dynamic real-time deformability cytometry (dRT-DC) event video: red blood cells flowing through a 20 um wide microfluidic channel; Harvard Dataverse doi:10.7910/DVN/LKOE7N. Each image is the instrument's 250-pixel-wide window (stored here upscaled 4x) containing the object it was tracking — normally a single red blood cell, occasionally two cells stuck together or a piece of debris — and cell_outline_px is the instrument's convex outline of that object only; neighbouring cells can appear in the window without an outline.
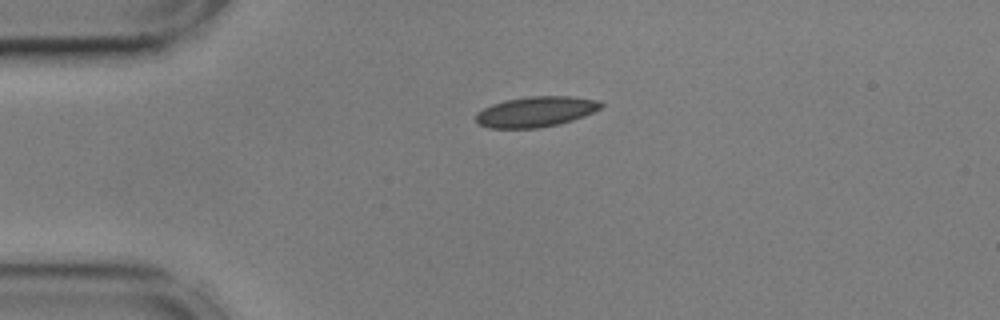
{"species": "common noctule bat (a hibernating species)", "species_latin": "Nyctalus noctula", "temperature_condition": "cold", "stored_images_in_passage": 44, "camera_frame_rate_fps": 3000, "um_per_image_px": 0.085, "animal": {"sex": "male", "body_mass_g": 17.9, "forearm_length_mm": 54.2}, "frame": {"image": 1, "passage_image": 1, "time_ms": 0.0, "image_size_px": [1000, 320], "cell_outline_px": [[604, 104], [600, 108], [584, 116], [560, 124], [536, 128], [488, 128], [480, 124], [476, 120], [476, 112], [492, 104], [504, 100], [528, 96], [568, 96], [596, 100]], "centroid_in_image_um": [45.52, 9.49], "position_along_channel_um": 39.5, "area_um2": 22.08}}
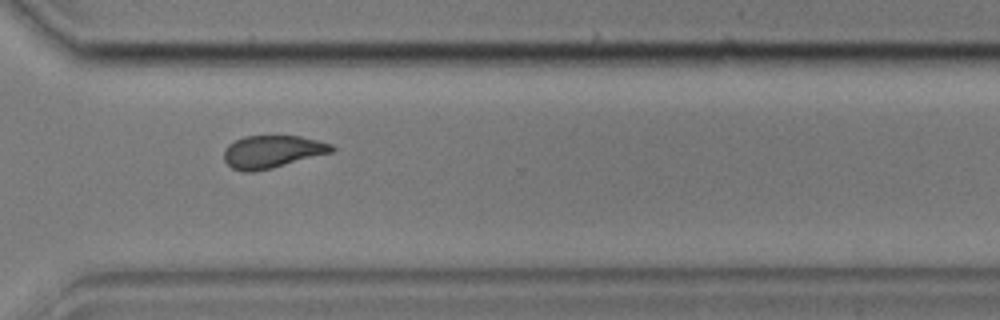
{"frame": {"image": 2, "passage_image": 29, "time_ms": 9.333, "image_size_px": [1000, 320], "cell_outline_px": [[336, 148], [332, 152], [272, 168], [252, 172], [244, 172], [232, 168], [224, 160], [224, 148], [228, 144], [244, 136], [300, 136], [332, 144]], "centroid_in_image_um": [23.12, 12.89], "position_along_channel_um": 347.5, "area_um2": 20.4}}
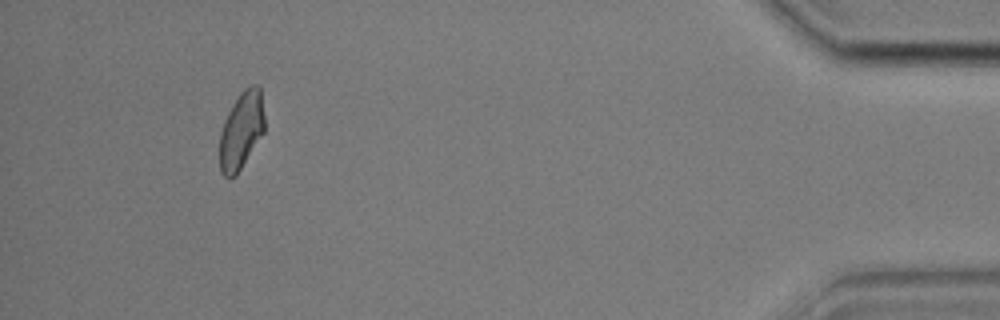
{"frame": {"image": 3, "passage_image": 40, "time_ms": 13.0, "image_size_px": [1000, 320], "cell_outline_px": [[264, 132], [236, 176], [228, 180], [220, 172], [220, 132], [224, 120], [232, 104], [240, 92], [244, 88], [252, 84], [256, 84], [260, 88], [264, 116]], "centroid_in_image_um": [20.5, 11.1], "position_along_channel_um": 414.7, "area_um2": 20.4}, "authors_computed_cell_mechanics": {"area_um2": 20.9814, "velocity_mm_per_s": 3.5915, "shape_relaxation_time_tau1_ms": 9.8251, "shape_relaxation_time_tau2_ms": 2.5095, "deformation_change_tau1": 0.1705, "deformation_change_tau2": 0.0567}}